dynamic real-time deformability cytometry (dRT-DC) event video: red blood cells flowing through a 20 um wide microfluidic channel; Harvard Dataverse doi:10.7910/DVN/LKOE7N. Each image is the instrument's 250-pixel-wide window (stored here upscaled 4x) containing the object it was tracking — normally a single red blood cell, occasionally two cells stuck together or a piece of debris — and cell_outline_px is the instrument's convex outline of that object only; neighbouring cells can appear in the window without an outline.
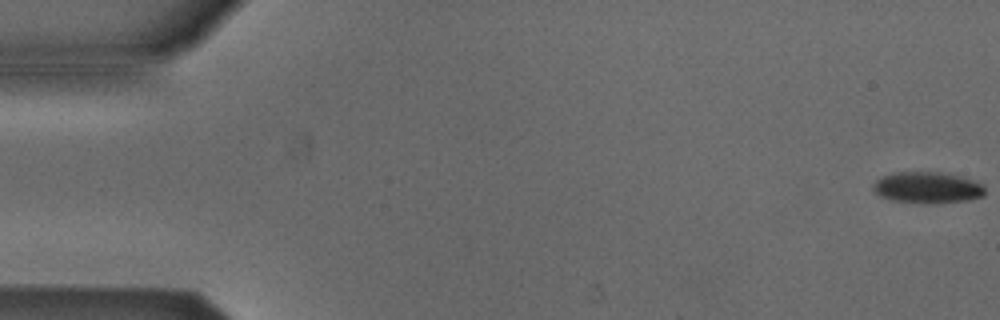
{"species": "Egyptian fruit bat (a non-hibernating species)", "species_latin": "Rousettus aegyptiacus", "temperature_condition": "cold", "stored_images_in_passage": 49, "camera_frame_rate_fps": 3000, "um_per_image_px": 0.085, "animal": {"sex": "male"}, "frame": {"image": 1, "passage_image": 1, "time_ms": 0.0, "image_size_px": [1000, 320], "cell_outline_px": [[984, 196], [968, 200], [936, 204], [924, 204], [892, 200], [880, 196], [872, 188], [872, 184], [880, 176], [892, 172], [944, 172], [960, 176], [984, 184]], "centroid_in_image_um": [78.82, 15.95], "position_along_channel_um": 6.2, "area_um2": 20.81}}
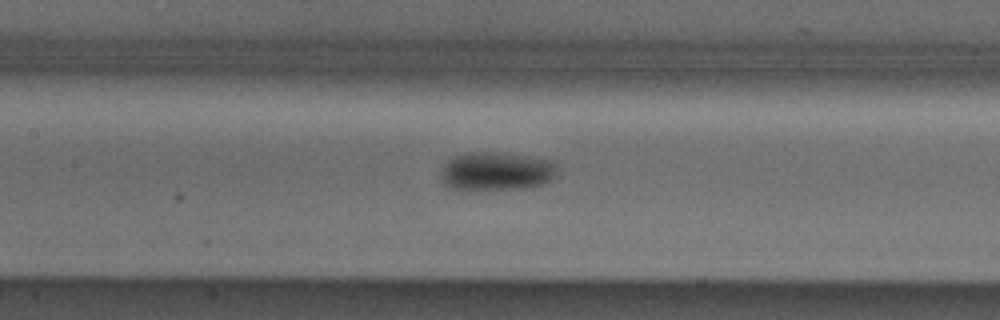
{"frame": {"image": 2, "passage_image": 25, "time_ms": 8.0, "image_size_px": [1000, 320], "cell_outline_px": [[556, 176], [552, 180], [544, 184], [520, 188], [452, 188], [444, 184], [440, 180], [440, 172], [444, 164], [448, 160], [456, 156], [468, 152], [504, 152], [556, 160]], "centroid_in_image_um": [42.24, 14.52], "position_along_channel_um": 165.2, "area_um2": 26.13}}
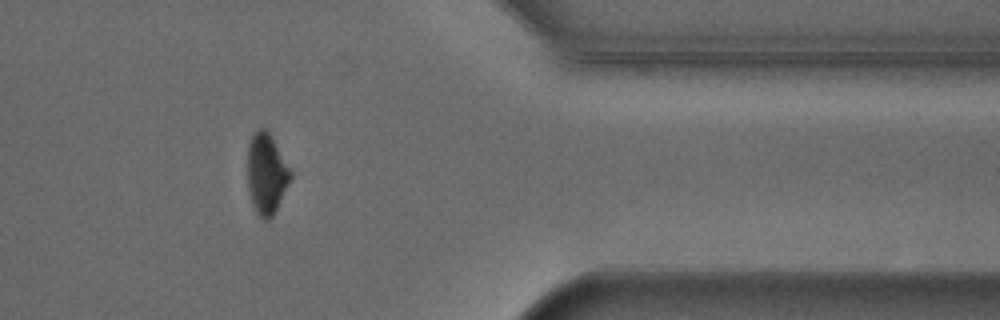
{"frame": {"image": 3, "passage_image": 44, "time_ms": 14.333, "image_size_px": [1000, 320], "cell_outline_px": [[292, 176], [272, 216], [268, 220], [264, 220], [256, 212], [252, 204], [248, 188], [248, 144], [252, 136], [260, 128], [264, 128], [268, 132], [292, 172]], "centroid_in_image_um": [22.63, 14.78], "position_along_channel_um": 388.8, "area_um2": 19.65}, "authors_computed_cell_mechanics": {"area_um2": 23.6402, "velocity_mm_per_s": 3.8696, "shape_relaxation_time_tau1_ms": 2.5803, "shape_relaxation_time_tau2_ms": null, "deformation_change_tau1": 0.0864, "deformation_change_tau2": null}}